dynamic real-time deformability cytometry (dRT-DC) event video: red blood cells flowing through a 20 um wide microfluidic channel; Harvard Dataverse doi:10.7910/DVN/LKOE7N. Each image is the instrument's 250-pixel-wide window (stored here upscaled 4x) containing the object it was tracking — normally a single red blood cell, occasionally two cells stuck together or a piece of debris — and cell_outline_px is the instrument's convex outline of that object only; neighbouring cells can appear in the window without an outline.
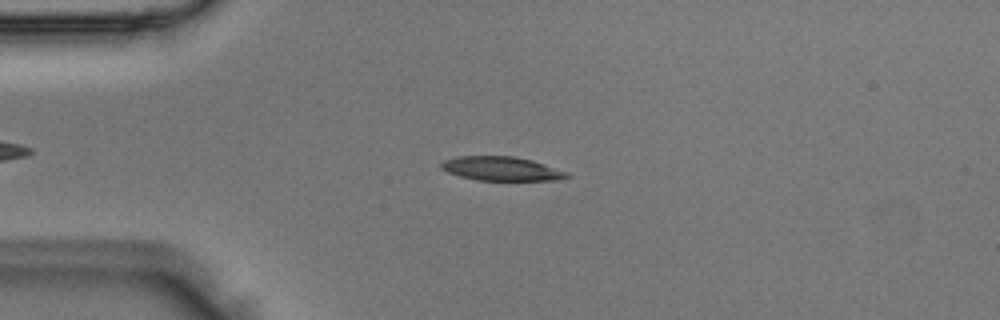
{"species": "Egyptian fruit bat (a non-hibernating species)", "species_latin": "Rousettus aegyptiacus", "temperature_condition": "room temperature", "stored_images_in_passage": 51, "camera_frame_rate_fps": 3000, "um_per_image_px": 0.085, "animal": {"sex": "male"}, "frame": {"image": 1, "passage_image": 12, "time_ms": 3.667, "image_size_px": [1000, 320], "cell_outline_px": [[572, 176], [560, 180], [476, 180], [460, 176], [448, 172], [440, 168], [440, 164], [444, 160], [456, 156], [516, 156], [532, 160], [568, 172]], "centroid_in_image_um": [42.63, 14.33], "position_along_channel_um": 42.4, "area_um2": 17.69}}
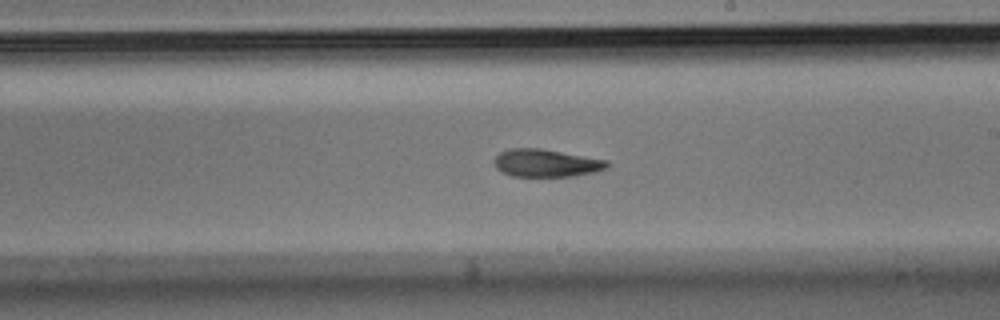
{"frame": {"image": 2, "passage_image": 29, "time_ms": 9.333, "image_size_px": [1000, 320], "cell_outline_px": [[612, 164], [608, 168], [596, 172], [572, 176], [512, 176], [496, 168], [496, 156], [500, 152], [508, 148], [540, 148], [608, 160]], "centroid_in_image_um": [46.49, 13.85], "position_along_channel_um": 242.5, "area_um2": 18.21}}
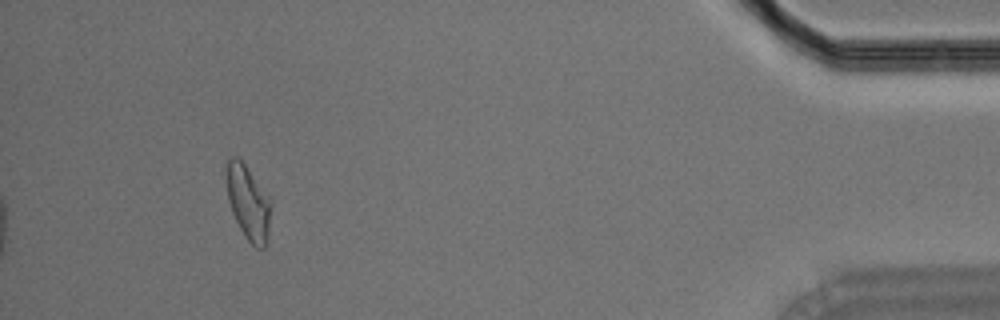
{"frame": {"image": 3, "passage_image": 47, "time_ms": 15.333, "image_size_px": [1000, 320], "cell_outline_px": [[272, 204], [268, 244], [264, 248], [256, 248], [244, 236], [232, 212], [228, 200], [228, 160], [232, 156], [236, 156], [244, 164], [272, 200]], "centroid_in_image_um": [21.17, 17.3], "position_along_channel_um": 414.0, "area_um2": 19.13}}